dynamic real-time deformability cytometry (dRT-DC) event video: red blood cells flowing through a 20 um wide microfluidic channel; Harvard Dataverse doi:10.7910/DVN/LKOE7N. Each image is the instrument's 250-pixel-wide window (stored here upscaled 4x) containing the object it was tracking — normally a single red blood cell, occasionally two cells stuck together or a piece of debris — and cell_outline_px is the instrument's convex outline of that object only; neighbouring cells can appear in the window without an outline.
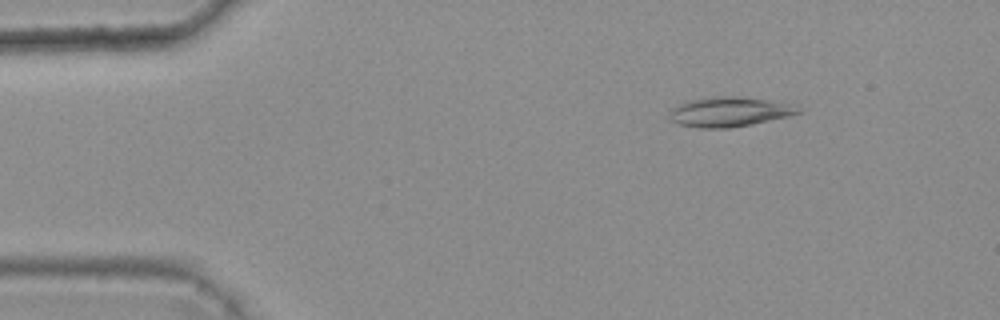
{"species": "common noctule bat (a hibernating species)", "species_latin": "Nyctalus noctula", "temperature_condition": "warm", "stored_images_in_passage": 4, "camera_frame_rate_fps": 3000, "um_per_image_px": 0.085, "animal": {"sex": "female", "body_mass_g": 25.1}, "frame": {"image": 1, "passage_image": 2, "time_ms": 0.333, "image_size_px": [1000, 320], "cell_outline_px": [[804, 112], [788, 116], [752, 124], [728, 128], [700, 128], [680, 124], [672, 120], [668, 116], [672, 108], [688, 100], [712, 96], [732, 96], [764, 100], [788, 104]], "centroid_in_image_um": [61.93, 9.51], "position_along_channel_um": 23.1, "area_um2": 21.85}}